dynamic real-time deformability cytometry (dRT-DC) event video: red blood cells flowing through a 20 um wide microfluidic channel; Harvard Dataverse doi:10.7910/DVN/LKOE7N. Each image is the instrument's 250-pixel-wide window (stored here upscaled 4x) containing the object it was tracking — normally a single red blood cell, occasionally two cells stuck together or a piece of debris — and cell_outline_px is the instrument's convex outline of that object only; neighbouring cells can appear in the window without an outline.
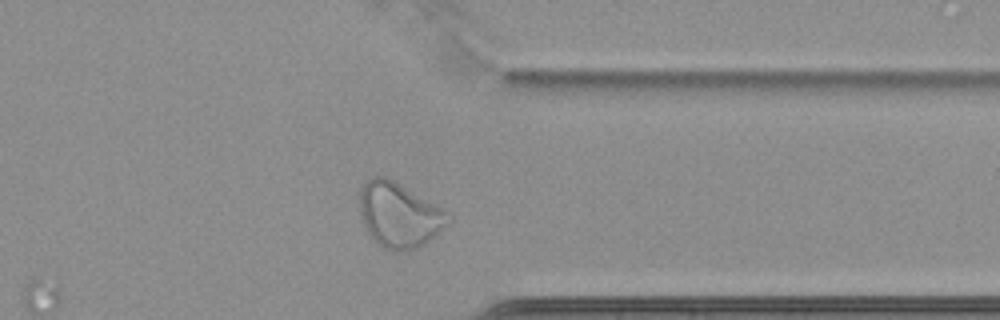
{"species": "common noctule bat (a hibernating species)", "species_latin": "Nyctalus noctula", "temperature_condition": "cold", "stored_images_in_passage": 42, "camera_frame_rate_fps": 3000, "um_per_image_px": 0.085, "animal": {"sex": "female", "body_mass_g": 22.7, "forearm_length_mm": 54.2}, "frame": {"image": 1, "passage_image": 30, "time_ms": 9.667, "image_size_px": [1000, 320], "cell_outline_px": [[452, 220], [448, 224], [424, 244], [416, 248], [396, 252], [384, 248], [368, 236], [360, 212], [360, 188], [372, 176], [384, 176], [392, 180], [444, 208], [448, 212]], "centroid_in_image_um": [33.93, 18.28], "position_along_channel_um": 377.5, "area_um2": 33.41}, "authors_computed_cell_mechanics": {"area_um2": 28.4954, "velocity_mm_per_s": 3.436, "shape_relaxation_time_tau1_ms": null, "shape_relaxation_time_tau2_ms": 1.783, "deformation_change_tau1": null, "deformation_change_tau2": 0.072}}